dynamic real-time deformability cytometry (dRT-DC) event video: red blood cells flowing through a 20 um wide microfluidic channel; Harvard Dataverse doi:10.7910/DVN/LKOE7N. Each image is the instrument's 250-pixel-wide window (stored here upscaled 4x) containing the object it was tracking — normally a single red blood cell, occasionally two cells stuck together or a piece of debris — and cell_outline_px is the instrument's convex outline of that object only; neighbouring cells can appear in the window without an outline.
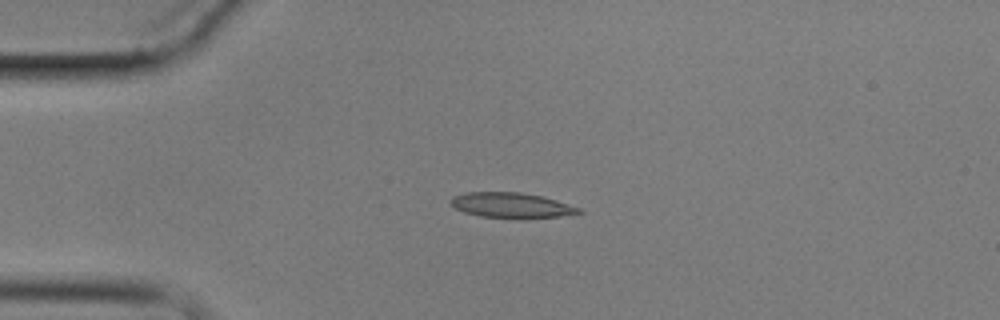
{"species": "common noctule bat (a hibernating species)", "species_latin": "Nyctalus noctula", "temperature_condition": "cold", "stored_images_in_passage": 4, "camera_frame_rate_fps": 3000, "um_per_image_px": 0.085, "animal": {"sex": "male", "body_mass_g": 17.9}, "frame": {"image": 1, "passage_image": 4, "time_ms": 4.333, "image_size_px": [1000, 320], "cell_outline_px": [[584, 212], [560, 216], [480, 216], [464, 212], [456, 208], [448, 200], [452, 196], [468, 192], [520, 192], [544, 196], [580, 208]], "centroid_in_image_um": [43.43, 17.4], "position_along_channel_um": 41.6, "area_um2": 18.09}}